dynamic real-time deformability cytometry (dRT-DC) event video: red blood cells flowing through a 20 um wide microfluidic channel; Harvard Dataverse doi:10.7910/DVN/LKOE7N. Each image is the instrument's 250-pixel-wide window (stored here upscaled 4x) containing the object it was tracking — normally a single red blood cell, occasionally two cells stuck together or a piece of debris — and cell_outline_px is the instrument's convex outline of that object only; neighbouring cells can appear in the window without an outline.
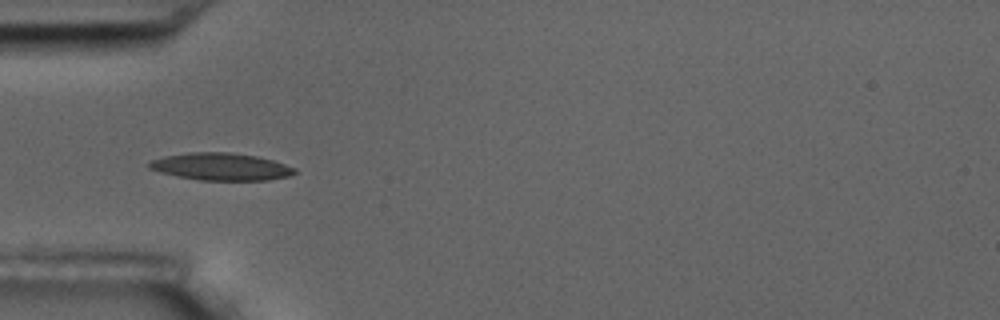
{"species": "common noctule bat (a hibernating species)", "species_latin": "Nyctalus noctula", "temperature_condition": "room temperature", "stored_images_in_passage": 5, "camera_frame_rate_fps": 3000, "um_per_image_px": 0.085, "animal": {"sex": "male", "body_mass_g": 17.5, "forearm_length_mm": 52.3}, "frame": {"image": 1, "passage_image": 5, "time_ms": 4.667, "image_size_px": [1000, 320], "cell_outline_px": [[296, 172], [288, 176], [268, 180], [200, 180], [176, 176], [160, 172], [148, 168], [148, 160], [164, 156], [188, 152], [228, 152], [256, 156], [272, 160], [296, 168]], "centroid_in_image_um": [18.73, 14.16], "position_along_channel_um": 66.3, "area_um2": 23.18}}